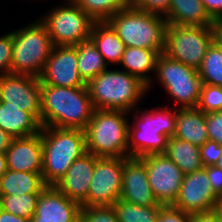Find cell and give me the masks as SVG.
<instances>
[{"label": "cell", "mask_w": 222, "mask_h": 222, "mask_svg": "<svg viewBox=\"0 0 222 222\" xmlns=\"http://www.w3.org/2000/svg\"><path fill=\"white\" fill-rule=\"evenodd\" d=\"M46 186L42 173L8 169L0 177V195L40 194Z\"/></svg>", "instance_id": "obj_25"}, {"label": "cell", "mask_w": 222, "mask_h": 222, "mask_svg": "<svg viewBox=\"0 0 222 222\" xmlns=\"http://www.w3.org/2000/svg\"><path fill=\"white\" fill-rule=\"evenodd\" d=\"M212 211L217 216L219 222H222V202L218 201L217 204L212 209Z\"/></svg>", "instance_id": "obj_46"}, {"label": "cell", "mask_w": 222, "mask_h": 222, "mask_svg": "<svg viewBox=\"0 0 222 222\" xmlns=\"http://www.w3.org/2000/svg\"><path fill=\"white\" fill-rule=\"evenodd\" d=\"M8 170L5 153H0V177Z\"/></svg>", "instance_id": "obj_45"}, {"label": "cell", "mask_w": 222, "mask_h": 222, "mask_svg": "<svg viewBox=\"0 0 222 222\" xmlns=\"http://www.w3.org/2000/svg\"><path fill=\"white\" fill-rule=\"evenodd\" d=\"M0 102L32 113L41 122V80L26 74H5L0 77Z\"/></svg>", "instance_id": "obj_13"}, {"label": "cell", "mask_w": 222, "mask_h": 222, "mask_svg": "<svg viewBox=\"0 0 222 222\" xmlns=\"http://www.w3.org/2000/svg\"><path fill=\"white\" fill-rule=\"evenodd\" d=\"M121 200L145 206L159 204L149 185L146 165L141 158L124 157Z\"/></svg>", "instance_id": "obj_16"}, {"label": "cell", "mask_w": 222, "mask_h": 222, "mask_svg": "<svg viewBox=\"0 0 222 222\" xmlns=\"http://www.w3.org/2000/svg\"><path fill=\"white\" fill-rule=\"evenodd\" d=\"M40 80L41 85L61 87L87 86L78 70L76 45L53 46Z\"/></svg>", "instance_id": "obj_15"}, {"label": "cell", "mask_w": 222, "mask_h": 222, "mask_svg": "<svg viewBox=\"0 0 222 222\" xmlns=\"http://www.w3.org/2000/svg\"><path fill=\"white\" fill-rule=\"evenodd\" d=\"M76 47L78 70L86 83L107 69L108 65L91 38L81 41Z\"/></svg>", "instance_id": "obj_27"}, {"label": "cell", "mask_w": 222, "mask_h": 222, "mask_svg": "<svg viewBox=\"0 0 222 222\" xmlns=\"http://www.w3.org/2000/svg\"><path fill=\"white\" fill-rule=\"evenodd\" d=\"M174 137L202 146L208 140L205 114L198 108H178Z\"/></svg>", "instance_id": "obj_22"}, {"label": "cell", "mask_w": 222, "mask_h": 222, "mask_svg": "<svg viewBox=\"0 0 222 222\" xmlns=\"http://www.w3.org/2000/svg\"><path fill=\"white\" fill-rule=\"evenodd\" d=\"M126 47L157 50L164 53L167 20L133 6L120 10L106 21Z\"/></svg>", "instance_id": "obj_6"}, {"label": "cell", "mask_w": 222, "mask_h": 222, "mask_svg": "<svg viewBox=\"0 0 222 222\" xmlns=\"http://www.w3.org/2000/svg\"><path fill=\"white\" fill-rule=\"evenodd\" d=\"M129 112L94 109L85 128L86 151L97 157H128Z\"/></svg>", "instance_id": "obj_5"}, {"label": "cell", "mask_w": 222, "mask_h": 222, "mask_svg": "<svg viewBox=\"0 0 222 222\" xmlns=\"http://www.w3.org/2000/svg\"><path fill=\"white\" fill-rule=\"evenodd\" d=\"M41 140L42 177L47 186H54L75 159L87 152L85 131L42 126Z\"/></svg>", "instance_id": "obj_4"}, {"label": "cell", "mask_w": 222, "mask_h": 222, "mask_svg": "<svg viewBox=\"0 0 222 222\" xmlns=\"http://www.w3.org/2000/svg\"><path fill=\"white\" fill-rule=\"evenodd\" d=\"M12 33L11 73L40 77L54 46L47 27L39 18Z\"/></svg>", "instance_id": "obj_7"}, {"label": "cell", "mask_w": 222, "mask_h": 222, "mask_svg": "<svg viewBox=\"0 0 222 222\" xmlns=\"http://www.w3.org/2000/svg\"><path fill=\"white\" fill-rule=\"evenodd\" d=\"M212 43L211 26L168 24L164 54L198 71Z\"/></svg>", "instance_id": "obj_9"}, {"label": "cell", "mask_w": 222, "mask_h": 222, "mask_svg": "<svg viewBox=\"0 0 222 222\" xmlns=\"http://www.w3.org/2000/svg\"><path fill=\"white\" fill-rule=\"evenodd\" d=\"M94 107L87 86L41 85V125L85 130Z\"/></svg>", "instance_id": "obj_1"}, {"label": "cell", "mask_w": 222, "mask_h": 222, "mask_svg": "<svg viewBox=\"0 0 222 222\" xmlns=\"http://www.w3.org/2000/svg\"><path fill=\"white\" fill-rule=\"evenodd\" d=\"M164 154L174 161L184 175L204 168L200 146L176 137L168 138Z\"/></svg>", "instance_id": "obj_26"}, {"label": "cell", "mask_w": 222, "mask_h": 222, "mask_svg": "<svg viewBox=\"0 0 222 222\" xmlns=\"http://www.w3.org/2000/svg\"><path fill=\"white\" fill-rule=\"evenodd\" d=\"M202 84L222 87V49L214 42L208 48L198 69Z\"/></svg>", "instance_id": "obj_30"}, {"label": "cell", "mask_w": 222, "mask_h": 222, "mask_svg": "<svg viewBox=\"0 0 222 222\" xmlns=\"http://www.w3.org/2000/svg\"><path fill=\"white\" fill-rule=\"evenodd\" d=\"M80 222H119L112 206L81 207Z\"/></svg>", "instance_id": "obj_33"}, {"label": "cell", "mask_w": 222, "mask_h": 222, "mask_svg": "<svg viewBox=\"0 0 222 222\" xmlns=\"http://www.w3.org/2000/svg\"><path fill=\"white\" fill-rule=\"evenodd\" d=\"M146 165L147 177L159 204L172 206L179 194L184 174L164 153L141 157Z\"/></svg>", "instance_id": "obj_12"}, {"label": "cell", "mask_w": 222, "mask_h": 222, "mask_svg": "<svg viewBox=\"0 0 222 222\" xmlns=\"http://www.w3.org/2000/svg\"><path fill=\"white\" fill-rule=\"evenodd\" d=\"M90 38L108 66L120 64L126 46L106 21L93 24Z\"/></svg>", "instance_id": "obj_24"}, {"label": "cell", "mask_w": 222, "mask_h": 222, "mask_svg": "<svg viewBox=\"0 0 222 222\" xmlns=\"http://www.w3.org/2000/svg\"><path fill=\"white\" fill-rule=\"evenodd\" d=\"M124 157H97L90 189L82 207L112 206L121 197Z\"/></svg>", "instance_id": "obj_11"}, {"label": "cell", "mask_w": 222, "mask_h": 222, "mask_svg": "<svg viewBox=\"0 0 222 222\" xmlns=\"http://www.w3.org/2000/svg\"><path fill=\"white\" fill-rule=\"evenodd\" d=\"M112 207L119 222H156L164 206H139L124 200H117Z\"/></svg>", "instance_id": "obj_29"}, {"label": "cell", "mask_w": 222, "mask_h": 222, "mask_svg": "<svg viewBox=\"0 0 222 222\" xmlns=\"http://www.w3.org/2000/svg\"><path fill=\"white\" fill-rule=\"evenodd\" d=\"M192 222H219L213 211L192 214Z\"/></svg>", "instance_id": "obj_42"}, {"label": "cell", "mask_w": 222, "mask_h": 222, "mask_svg": "<svg viewBox=\"0 0 222 222\" xmlns=\"http://www.w3.org/2000/svg\"><path fill=\"white\" fill-rule=\"evenodd\" d=\"M5 155L9 170L42 173L41 132L29 137L14 138Z\"/></svg>", "instance_id": "obj_19"}, {"label": "cell", "mask_w": 222, "mask_h": 222, "mask_svg": "<svg viewBox=\"0 0 222 222\" xmlns=\"http://www.w3.org/2000/svg\"><path fill=\"white\" fill-rule=\"evenodd\" d=\"M213 42L222 49V19L214 20L212 23Z\"/></svg>", "instance_id": "obj_41"}, {"label": "cell", "mask_w": 222, "mask_h": 222, "mask_svg": "<svg viewBox=\"0 0 222 222\" xmlns=\"http://www.w3.org/2000/svg\"><path fill=\"white\" fill-rule=\"evenodd\" d=\"M0 128L13 138H24L41 132V122L32 114L0 102Z\"/></svg>", "instance_id": "obj_20"}, {"label": "cell", "mask_w": 222, "mask_h": 222, "mask_svg": "<svg viewBox=\"0 0 222 222\" xmlns=\"http://www.w3.org/2000/svg\"><path fill=\"white\" fill-rule=\"evenodd\" d=\"M161 53L157 50H150L138 47H126L123 53L121 69L141 79L148 85V91L153 86V78L148 75L156 71L157 59Z\"/></svg>", "instance_id": "obj_21"}, {"label": "cell", "mask_w": 222, "mask_h": 222, "mask_svg": "<svg viewBox=\"0 0 222 222\" xmlns=\"http://www.w3.org/2000/svg\"><path fill=\"white\" fill-rule=\"evenodd\" d=\"M14 138L0 128V153H5Z\"/></svg>", "instance_id": "obj_44"}, {"label": "cell", "mask_w": 222, "mask_h": 222, "mask_svg": "<svg viewBox=\"0 0 222 222\" xmlns=\"http://www.w3.org/2000/svg\"><path fill=\"white\" fill-rule=\"evenodd\" d=\"M13 33L0 35V77L11 73Z\"/></svg>", "instance_id": "obj_34"}, {"label": "cell", "mask_w": 222, "mask_h": 222, "mask_svg": "<svg viewBox=\"0 0 222 222\" xmlns=\"http://www.w3.org/2000/svg\"><path fill=\"white\" fill-rule=\"evenodd\" d=\"M56 6L40 20L47 27L54 46H75L90 38L95 21L72 0Z\"/></svg>", "instance_id": "obj_10"}, {"label": "cell", "mask_w": 222, "mask_h": 222, "mask_svg": "<svg viewBox=\"0 0 222 222\" xmlns=\"http://www.w3.org/2000/svg\"><path fill=\"white\" fill-rule=\"evenodd\" d=\"M213 20L222 19V0H201Z\"/></svg>", "instance_id": "obj_40"}, {"label": "cell", "mask_w": 222, "mask_h": 222, "mask_svg": "<svg viewBox=\"0 0 222 222\" xmlns=\"http://www.w3.org/2000/svg\"><path fill=\"white\" fill-rule=\"evenodd\" d=\"M95 156L86 152L75 159L65 175L54 185L68 198L82 203L88 196L90 183L95 169Z\"/></svg>", "instance_id": "obj_18"}, {"label": "cell", "mask_w": 222, "mask_h": 222, "mask_svg": "<svg viewBox=\"0 0 222 222\" xmlns=\"http://www.w3.org/2000/svg\"><path fill=\"white\" fill-rule=\"evenodd\" d=\"M219 201L209 183L205 168L183 177L179 194L172 207L189 214L210 212Z\"/></svg>", "instance_id": "obj_14"}, {"label": "cell", "mask_w": 222, "mask_h": 222, "mask_svg": "<svg viewBox=\"0 0 222 222\" xmlns=\"http://www.w3.org/2000/svg\"><path fill=\"white\" fill-rule=\"evenodd\" d=\"M135 110L133 124L129 123L128 157L164 153L168 138L173 137L176 131L178 108L158 106L151 110Z\"/></svg>", "instance_id": "obj_2"}, {"label": "cell", "mask_w": 222, "mask_h": 222, "mask_svg": "<svg viewBox=\"0 0 222 222\" xmlns=\"http://www.w3.org/2000/svg\"><path fill=\"white\" fill-rule=\"evenodd\" d=\"M205 119L209 140L222 145V112L206 113Z\"/></svg>", "instance_id": "obj_36"}, {"label": "cell", "mask_w": 222, "mask_h": 222, "mask_svg": "<svg viewBox=\"0 0 222 222\" xmlns=\"http://www.w3.org/2000/svg\"><path fill=\"white\" fill-rule=\"evenodd\" d=\"M81 207L55 186H46L39 194L35 214L30 221L80 222Z\"/></svg>", "instance_id": "obj_17"}, {"label": "cell", "mask_w": 222, "mask_h": 222, "mask_svg": "<svg viewBox=\"0 0 222 222\" xmlns=\"http://www.w3.org/2000/svg\"><path fill=\"white\" fill-rule=\"evenodd\" d=\"M154 78L159 81L177 108H197L202 81L198 71L161 53Z\"/></svg>", "instance_id": "obj_8"}, {"label": "cell", "mask_w": 222, "mask_h": 222, "mask_svg": "<svg viewBox=\"0 0 222 222\" xmlns=\"http://www.w3.org/2000/svg\"><path fill=\"white\" fill-rule=\"evenodd\" d=\"M209 183L214 193L220 198L222 195V169L216 165L206 166Z\"/></svg>", "instance_id": "obj_39"}, {"label": "cell", "mask_w": 222, "mask_h": 222, "mask_svg": "<svg viewBox=\"0 0 222 222\" xmlns=\"http://www.w3.org/2000/svg\"><path fill=\"white\" fill-rule=\"evenodd\" d=\"M222 153V145L215 141L208 140L200 146V156L204 167L216 165Z\"/></svg>", "instance_id": "obj_37"}, {"label": "cell", "mask_w": 222, "mask_h": 222, "mask_svg": "<svg viewBox=\"0 0 222 222\" xmlns=\"http://www.w3.org/2000/svg\"><path fill=\"white\" fill-rule=\"evenodd\" d=\"M39 194L0 195V208L9 213L31 219L35 214Z\"/></svg>", "instance_id": "obj_31"}, {"label": "cell", "mask_w": 222, "mask_h": 222, "mask_svg": "<svg viewBox=\"0 0 222 222\" xmlns=\"http://www.w3.org/2000/svg\"><path fill=\"white\" fill-rule=\"evenodd\" d=\"M0 222H30V219L15 216L0 208Z\"/></svg>", "instance_id": "obj_43"}, {"label": "cell", "mask_w": 222, "mask_h": 222, "mask_svg": "<svg viewBox=\"0 0 222 222\" xmlns=\"http://www.w3.org/2000/svg\"><path fill=\"white\" fill-rule=\"evenodd\" d=\"M86 85L94 109L129 113H133L148 92L146 83L122 69L107 68Z\"/></svg>", "instance_id": "obj_3"}, {"label": "cell", "mask_w": 222, "mask_h": 222, "mask_svg": "<svg viewBox=\"0 0 222 222\" xmlns=\"http://www.w3.org/2000/svg\"><path fill=\"white\" fill-rule=\"evenodd\" d=\"M216 166L222 169V153H221L220 158L218 159V162L216 163Z\"/></svg>", "instance_id": "obj_47"}, {"label": "cell", "mask_w": 222, "mask_h": 222, "mask_svg": "<svg viewBox=\"0 0 222 222\" xmlns=\"http://www.w3.org/2000/svg\"><path fill=\"white\" fill-rule=\"evenodd\" d=\"M95 22H104L120 10L132 6V0H72Z\"/></svg>", "instance_id": "obj_28"}, {"label": "cell", "mask_w": 222, "mask_h": 222, "mask_svg": "<svg viewBox=\"0 0 222 222\" xmlns=\"http://www.w3.org/2000/svg\"><path fill=\"white\" fill-rule=\"evenodd\" d=\"M164 18L172 25L212 26L214 21L201 0H171Z\"/></svg>", "instance_id": "obj_23"}, {"label": "cell", "mask_w": 222, "mask_h": 222, "mask_svg": "<svg viewBox=\"0 0 222 222\" xmlns=\"http://www.w3.org/2000/svg\"><path fill=\"white\" fill-rule=\"evenodd\" d=\"M30 222H48V221H30Z\"/></svg>", "instance_id": "obj_48"}, {"label": "cell", "mask_w": 222, "mask_h": 222, "mask_svg": "<svg viewBox=\"0 0 222 222\" xmlns=\"http://www.w3.org/2000/svg\"><path fill=\"white\" fill-rule=\"evenodd\" d=\"M171 0H132V6L160 16H165L170 8Z\"/></svg>", "instance_id": "obj_35"}, {"label": "cell", "mask_w": 222, "mask_h": 222, "mask_svg": "<svg viewBox=\"0 0 222 222\" xmlns=\"http://www.w3.org/2000/svg\"><path fill=\"white\" fill-rule=\"evenodd\" d=\"M197 108L204 114L221 111L222 87L210 84H202Z\"/></svg>", "instance_id": "obj_32"}, {"label": "cell", "mask_w": 222, "mask_h": 222, "mask_svg": "<svg viewBox=\"0 0 222 222\" xmlns=\"http://www.w3.org/2000/svg\"><path fill=\"white\" fill-rule=\"evenodd\" d=\"M156 222H192V214L183 212L172 206H164Z\"/></svg>", "instance_id": "obj_38"}]
</instances>
